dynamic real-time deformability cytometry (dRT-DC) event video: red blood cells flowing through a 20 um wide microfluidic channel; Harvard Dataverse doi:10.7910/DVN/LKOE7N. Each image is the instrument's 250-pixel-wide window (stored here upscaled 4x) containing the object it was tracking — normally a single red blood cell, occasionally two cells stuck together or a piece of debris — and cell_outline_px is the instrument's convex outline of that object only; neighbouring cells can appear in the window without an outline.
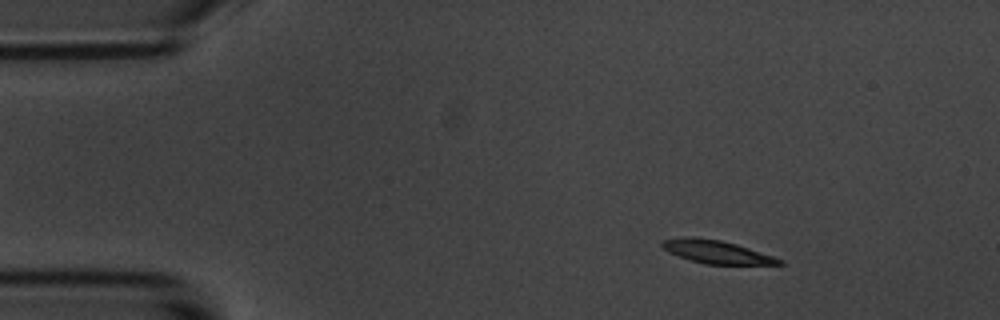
{"species": "common noctule bat (a hibernating species)", "species_latin": "Nyctalus noctula", "temperature_condition": "room temperature", "stored_images_in_passage": 9, "camera_frame_rate_fps": 3000, "um_per_image_px": 0.085, "animal": {"sex": "male", "body_mass_g": 20.1, "forearm_length_mm": 53.5}, "frame": {"image": 1, "passage_image": 1, "time_ms": 0.0, "image_size_px": [1000, 320], "cell_outline_px": [[784, 264], [704, 264], [668, 252], [660, 244], [664, 240], [684, 236], [692, 236], [720, 240], [736, 244], [784, 260]], "centroid_in_image_um": [60.88, 21.4], "position_along_channel_um": 24.1, "area_um2": 15.49}}